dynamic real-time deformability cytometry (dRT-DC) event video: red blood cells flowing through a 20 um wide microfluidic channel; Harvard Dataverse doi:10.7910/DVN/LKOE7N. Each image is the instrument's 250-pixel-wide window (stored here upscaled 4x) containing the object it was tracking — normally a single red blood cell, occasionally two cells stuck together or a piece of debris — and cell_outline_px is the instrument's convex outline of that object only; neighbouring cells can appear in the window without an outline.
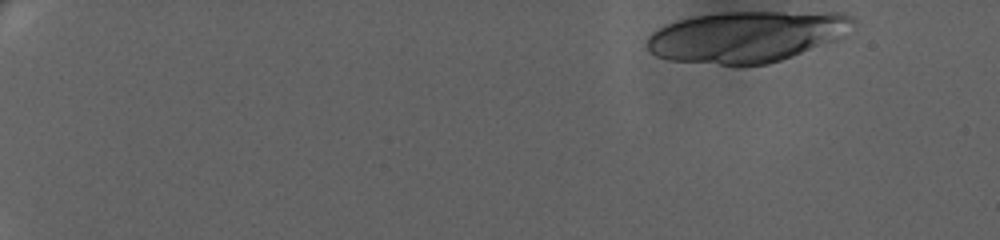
{"species": "human", "species_latin": "Homo sapiens", "temperature_condition": "warm", "stored_images_in_passage": 23, "camera_frame_rate_fps": 3000, "um_per_image_px": 0.085, "donor": {"sex": "female"}, "frame": {"image": 1, "passage_image": 1, "time_ms": 0.0, "image_size_px": [1000, 240], "cell_outline_px": [[856, 24], [840, 40], [768, 64], [740, 68], [668, 60], [656, 56], [644, 44], [648, 36], [652, 32], [668, 24], [692, 16], [724, 12], [844, 12], [852, 16], [856, 20]], "centroid_in_image_um": [63.51, 3.14], "position_along_channel_um": 21.5, "area_um2": 62.94}}
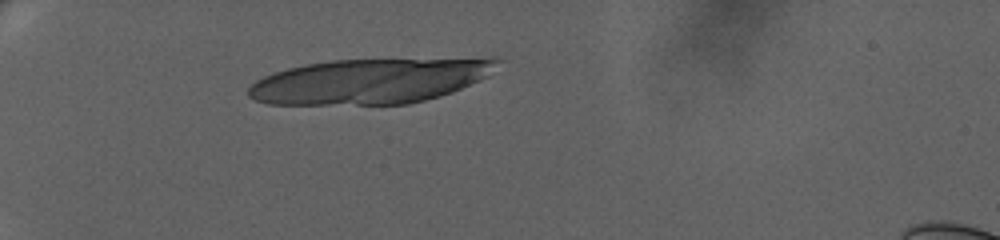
{"frame": {"image": 2, "passage_image": 16, "time_ms": 5.0, "image_size_px": [1000, 240], "cell_outline_px": [[500, 60], [488, 76], [480, 80], [452, 92], [440, 96], [408, 104], [268, 104], [256, 100], [248, 96], [248, 88], [256, 80], [264, 76], [288, 68], [304, 64], [332, 60], [492, 56], [500, 56]], "centroid_in_image_um": [31.56, 6.85], "position_along_channel_um": 53.4, "area_um2": 66.47}}